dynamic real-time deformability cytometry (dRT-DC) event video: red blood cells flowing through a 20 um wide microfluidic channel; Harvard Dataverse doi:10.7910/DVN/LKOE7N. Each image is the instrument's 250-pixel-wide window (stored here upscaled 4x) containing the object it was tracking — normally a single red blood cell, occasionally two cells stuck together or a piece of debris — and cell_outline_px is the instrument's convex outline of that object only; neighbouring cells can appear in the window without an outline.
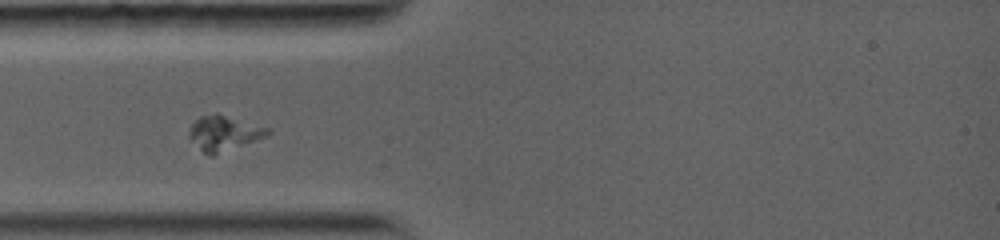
{"species": "common noctule bat (a hibernating species)", "species_latin": "Nyctalus noctula", "temperature_condition": "warm", "stored_images_in_passage": 32, "camera_frame_rate_fps": 5000, "um_per_image_px": 0.085, "animal": {"sex": "female", "body_mass_g": 19.0, "forearm_length_mm": 56.7}, "frame": {"image": 1, "passage_image": 1, "time_ms": 0.0, "image_size_px": [1000, 240], "cell_outline_px": [[268, 136], [212, 156], [208, 156], [188, 136], [188, 132], [192, 124], [200, 116], [216, 112], [268, 128]], "centroid_in_image_um": [19.01, 11.31], "position_along_channel_um": 66.0, "area_um2": 15.78}}
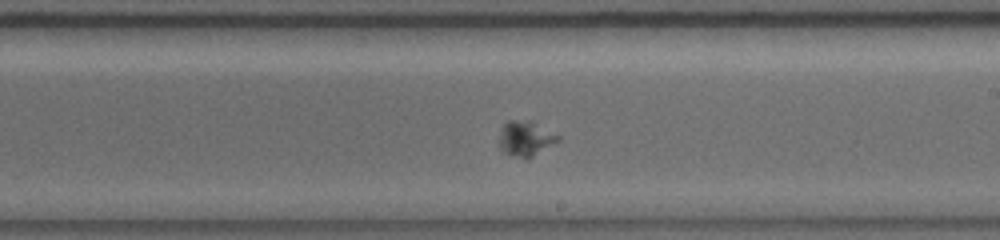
{"frame": {"image": 2, "passage_image": 14, "time_ms": 4.6, "image_size_px": [1000, 240], "cell_outline_px": [[560, 140], [528, 160], [524, 160], [504, 152], [500, 148], [500, 136], [504, 120], [532, 120], [560, 136]], "centroid_in_image_um": [44.69, 11.78], "position_along_channel_um": 244.3, "area_um2": 12.31}}
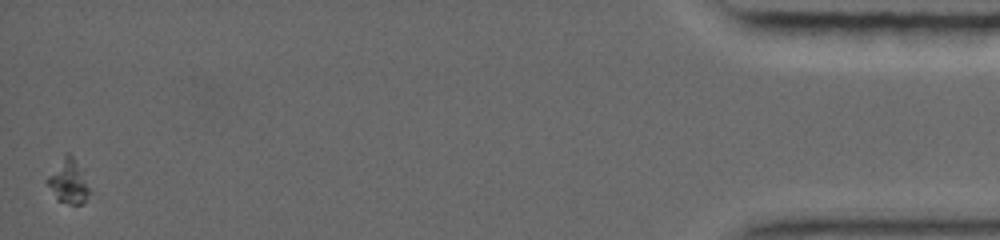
{"frame": {"image": 3, "passage_image": 32, "time_ms": 12.6, "image_size_px": [1000, 240], "cell_outline_px": [[92, 192], [80, 204], [68, 204], [56, 200], [48, 184], [48, 176], [64, 152], [68, 152], [72, 156]], "centroid_in_image_um": [5.8, 15.43], "position_along_channel_um": 429.4, "area_um2": 10.52}}